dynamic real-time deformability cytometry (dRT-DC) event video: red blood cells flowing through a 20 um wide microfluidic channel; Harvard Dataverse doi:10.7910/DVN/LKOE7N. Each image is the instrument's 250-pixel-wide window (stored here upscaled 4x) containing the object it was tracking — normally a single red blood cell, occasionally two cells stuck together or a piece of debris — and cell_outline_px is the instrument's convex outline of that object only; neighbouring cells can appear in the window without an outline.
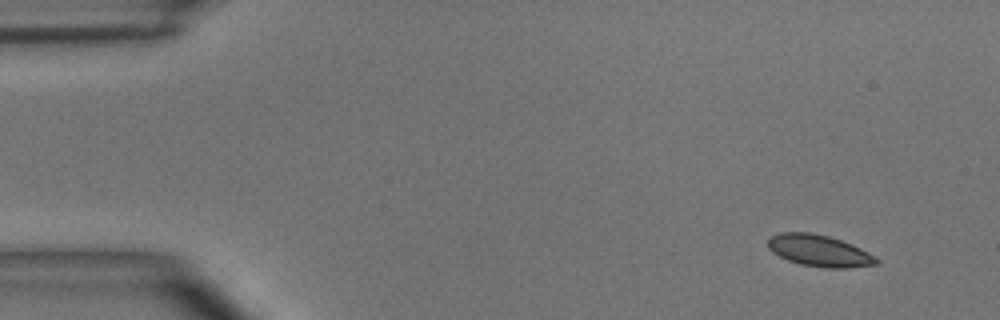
{"species": "common noctule bat (a hibernating species)", "species_latin": "Nyctalus noctula", "temperature_condition": "room temperature", "stored_images_in_passage": 5, "segment_of_instrument_passage": [1, 2], "camera_frame_rate_fps": 3000, "um_per_image_px": 0.085, "animal": {"sex": "male", "body_mass_g": 15.6}, "frame": {"image": 1, "passage_image": 1, "time_ms": 0.0, "image_size_px": [1000, 320], "cell_outline_px": [[880, 264], [848, 268], [824, 268], [800, 264], [788, 260], [772, 252], [768, 248], [768, 240], [772, 236], [780, 232], [808, 232], [828, 236], [852, 244], [876, 256], [880, 260]], "centroid_in_image_um": [69.67, 21.32], "position_along_channel_um": 15.3, "area_um2": 20.06}}
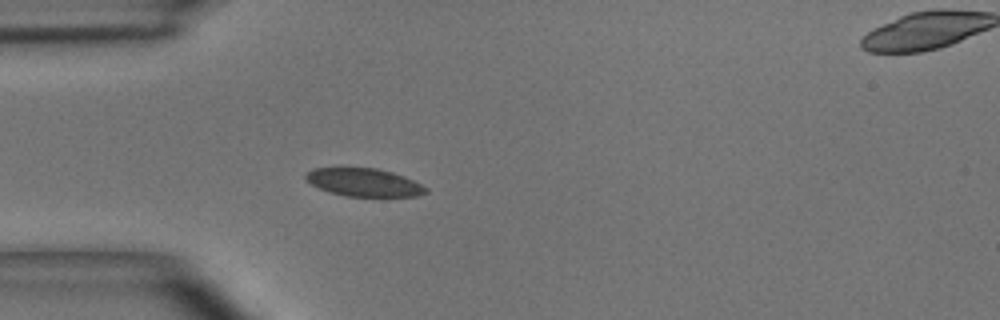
{"frame": {"image": 2, "passage_image": 4, "time_ms": 1.0, "image_size_px": [1000, 320], "cell_outline_px": [[428, 192], [416, 196], [384, 200], [344, 196], [328, 192], [304, 180], [304, 176], [312, 168], [376, 168], [392, 172], [404, 176], [428, 188]], "centroid_in_image_um": [30.99, 15.57], "position_along_channel_um": 54.0, "area_um2": 20.58}}